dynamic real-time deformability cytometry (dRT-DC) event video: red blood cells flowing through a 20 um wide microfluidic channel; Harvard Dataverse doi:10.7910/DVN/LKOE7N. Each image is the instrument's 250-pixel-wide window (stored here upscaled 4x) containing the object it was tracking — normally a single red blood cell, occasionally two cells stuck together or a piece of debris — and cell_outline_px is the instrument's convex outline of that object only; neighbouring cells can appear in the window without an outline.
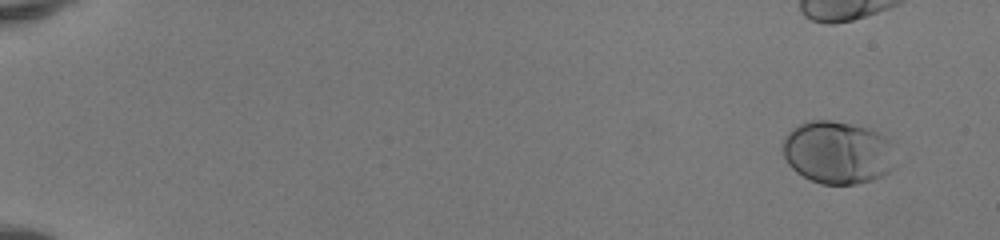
{"species": "human", "species_latin": "Homo sapiens", "temperature_condition": "room temperature", "stored_images_in_passage": 44, "camera_frame_rate_fps": 3000, "um_per_image_px": 0.085, "donor": {"sex": "female"}, "frame": {"image": 1, "passage_image": 4, "time_ms": 1.0, "image_size_px": [1000, 240], "cell_outline_px": [[896, 168], [884, 176], [872, 180], [856, 184], [820, 184], [796, 172], [788, 164], [784, 156], [784, 136], [792, 128], [808, 120], [832, 120], [868, 128], [880, 132], [888, 140]], "centroid_in_image_um": [71.21, 12.96], "position_along_channel_um": 13.8, "area_um2": 41.38}}